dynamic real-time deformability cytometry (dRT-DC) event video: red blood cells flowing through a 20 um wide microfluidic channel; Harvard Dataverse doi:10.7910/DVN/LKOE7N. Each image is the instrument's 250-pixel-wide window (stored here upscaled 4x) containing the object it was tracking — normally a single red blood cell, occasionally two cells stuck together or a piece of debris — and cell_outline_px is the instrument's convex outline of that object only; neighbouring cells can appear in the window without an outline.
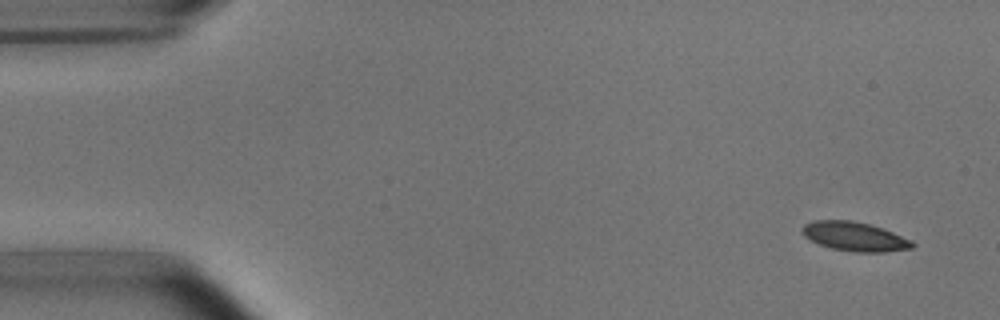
{"species": "common noctule bat (a hibernating species)", "species_latin": "Nyctalus noctula", "temperature_condition": "room temperature", "stored_images_in_passage": 5, "camera_frame_rate_fps": 3000, "um_per_image_px": 0.085, "animal": {"sex": "male", "body_mass_g": 15.6}, "frame": {"image": 1, "passage_image": 1, "time_ms": 0.0, "image_size_px": [1000, 320], "cell_outline_px": [[916, 244], [912, 248], [884, 252], [852, 252], [832, 248], [820, 244], [804, 236], [800, 232], [800, 228], [804, 224], [812, 220], [852, 220], [884, 228], [912, 240]], "centroid_in_image_um": [72.64, 20.09], "position_along_channel_um": 12.4, "area_um2": 18.84}}
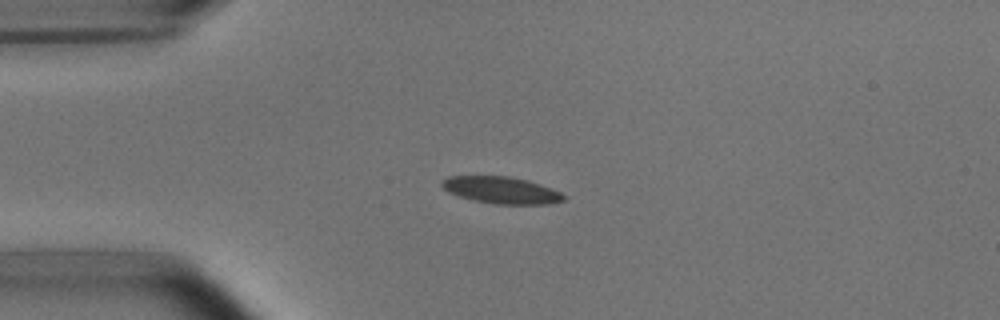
{"frame": {"image": 2, "passage_image": 4, "time_ms": 3.333, "image_size_px": [1000, 320], "cell_outline_px": [[568, 196], [564, 200], [548, 204], [492, 204], [472, 200], [448, 192], [440, 184], [440, 180], [448, 176], [508, 176], [528, 180], [560, 192]], "centroid_in_image_um": [42.59, 16.16], "position_along_channel_um": 42.4, "area_um2": 19.13}}